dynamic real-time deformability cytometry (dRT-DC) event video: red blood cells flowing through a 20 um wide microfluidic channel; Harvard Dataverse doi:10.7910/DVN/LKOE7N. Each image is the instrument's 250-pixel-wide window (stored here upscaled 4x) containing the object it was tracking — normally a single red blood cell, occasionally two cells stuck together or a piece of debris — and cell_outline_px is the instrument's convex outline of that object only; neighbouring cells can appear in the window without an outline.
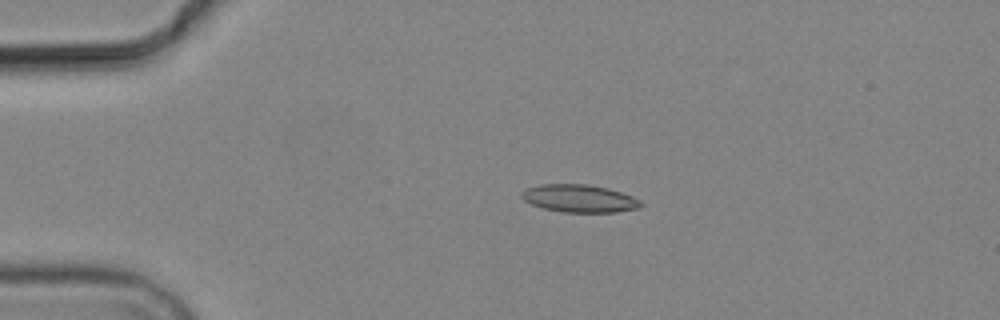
{"species": "common noctule bat (a hibernating species)", "species_latin": "Nyctalus noctula", "temperature_condition": "cold", "stored_images_in_passage": 4, "camera_frame_rate_fps": 3000, "um_per_image_px": 0.085, "animal": {"sex": "male", "body_mass_g": 19.2, "forearm_length_mm": 51.8}, "frame": {"image": 1, "passage_image": 3, "time_ms": 2.333, "image_size_px": [1000, 320], "cell_outline_px": [[644, 204], [640, 208], [616, 212], [564, 212], [544, 208], [532, 204], [524, 200], [520, 196], [520, 192], [528, 188], [540, 184], [588, 184], [608, 188], [632, 196], [640, 200]], "centroid_in_image_um": [49.26, 16.86], "position_along_channel_um": 35.7, "area_um2": 19.25}}